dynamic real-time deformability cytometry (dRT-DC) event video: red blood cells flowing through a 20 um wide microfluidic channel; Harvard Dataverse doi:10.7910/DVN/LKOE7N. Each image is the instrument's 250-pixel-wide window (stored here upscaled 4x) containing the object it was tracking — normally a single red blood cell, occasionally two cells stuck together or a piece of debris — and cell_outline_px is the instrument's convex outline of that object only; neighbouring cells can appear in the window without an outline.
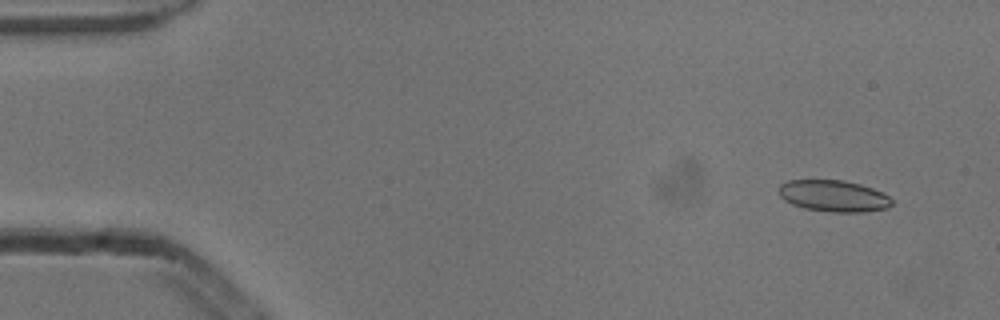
{"species": "common noctule bat (a hibernating species)", "species_latin": "Nyctalus noctula", "temperature_condition": "cold", "stored_images_in_passage": 5, "camera_frame_rate_fps": 3000, "um_per_image_px": 0.085, "animal": {"sex": "male", "body_mass_g": 13.3}, "frame": {"image": 1, "passage_image": 2, "time_ms": 0.333, "image_size_px": [1000, 320], "cell_outline_px": [[892, 204], [888, 208], [864, 212], [832, 212], [804, 208], [792, 204], [784, 200], [780, 196], [776, 188], [780, 184], [788, 180], [844, 180], [860, 184], [872, 188], [888, 196], [892, 200]], "centroid_in_image_um": [70.82, 16.65], "position_along_channel_um": 14.2, "area_um2": 20.87}}
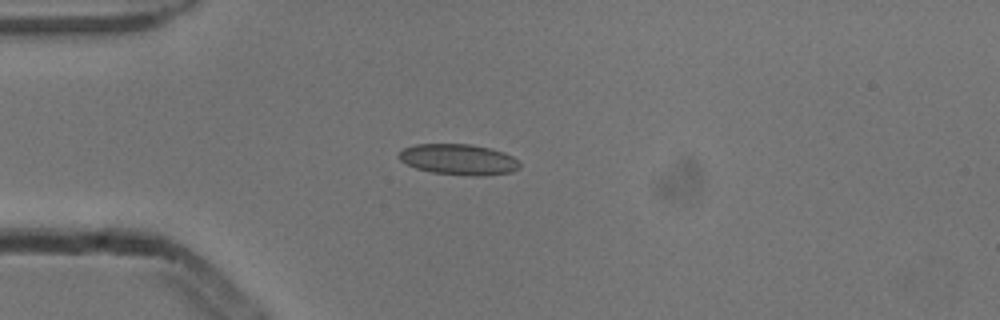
{"frame": {"image": 2, "passage_image": 5, "time_ms": 1.333, "image_size_px": [1000, 320], "cell_outline_px": [[520, 168], [512, 172], [480, 176], [472, 176], [432, 172], [416, 168], [400, 160], [396, 156], [404, 148], [416, 144], [468, 144], [492, 148], [504, 152], [512, 156], [520, 164]], "centroid_in_image_um": [38.99, 13.55], "position_along_channel_um": 46.0, "area_um2": 21.68}}